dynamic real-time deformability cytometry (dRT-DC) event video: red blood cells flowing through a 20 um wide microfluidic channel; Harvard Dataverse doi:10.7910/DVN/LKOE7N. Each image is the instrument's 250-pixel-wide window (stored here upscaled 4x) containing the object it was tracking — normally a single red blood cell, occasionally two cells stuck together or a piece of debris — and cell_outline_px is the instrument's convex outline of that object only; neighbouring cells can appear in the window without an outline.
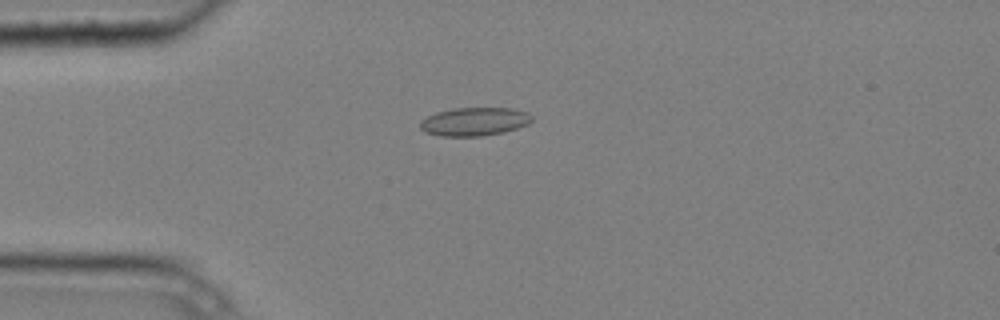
{"species": "common noctule bat (a hibernating species)", "species_latin": "Nyctalus noctula", "temperature_condition": "cold", "stored_images_in_passage": 8, "camera_frame_rate_fps": 3000, "um_per_image_px": 0.085, "animal": {"sex": "male", "body_mass_g": 20.4}, "frame": {"image": 1, "passage_image": 4, "time_ms": 1.0, "image_size_px": [1000, 320], "cell_outline_px": [[532, 120], [528, 124], [504, 132], [480, 136], [440, 136], [424, 132], [420, 128], [420, 120], [436, 112], [452, 108], [512, 108], [528, 112], [532, 116]], "centroid_in_image_um": [40.31, 10.33], "position_along_channel_um": 44.7, "area_um2": 18.55}}
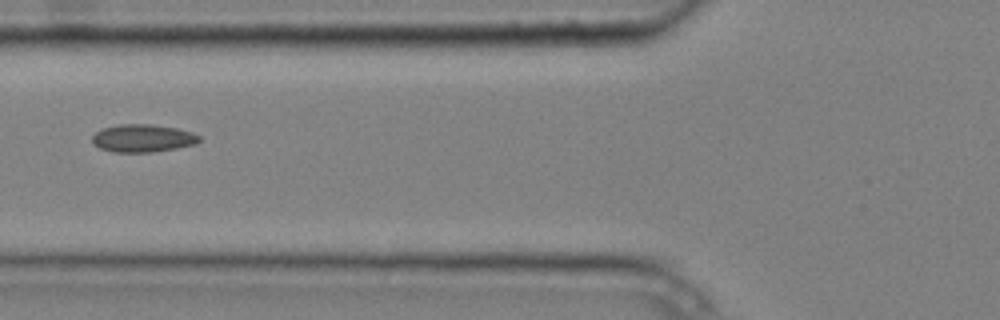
{"frame": {"image": 2, "passage_image": 6, "time_ms": 1.667, "image_size_px": [1000, 320], "cell_outline_px": [[200, 140], [196, 144], [176, 148], [152, 152], [112, 152], [100, 148], [92, 144], [92, 136], [96, 132], [104, 128], [120, 124], [152, 124], [176, 128], [192, 132], [200, 136]], "centroid_in_image_um": [12.13, 11.75], "position_along_channel_um": 113.7, "area_um2": 17.34}}
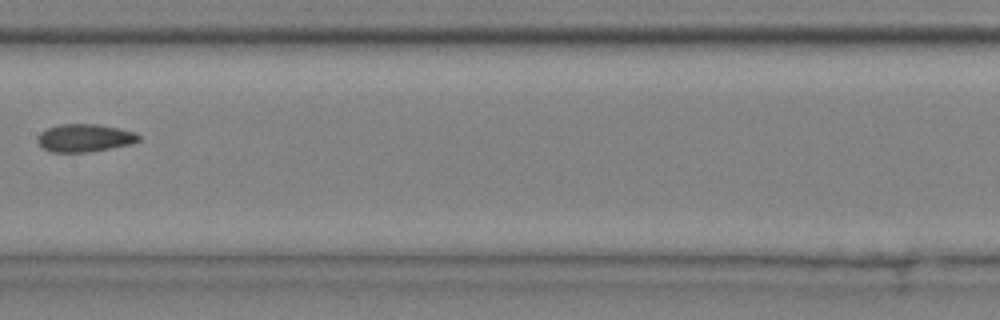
{"frame": {"image": 3, "passage_image": 8, "time_ms": 2.333, "image_size_px": [1000, 320], "cell_outline_px": [[140, 140], [132, 144], [88, 152], [52, 152], [44, 148], [36, 140], [36, 136], [40, 132], [48, 128], [60, 124], [96, 124], [120, 128], [136, 132], [140, 136]], "centroid_in_image_um": [7.21, 11.72], "position_along_channel_um": 200.2, "area_um2": 16.47}}